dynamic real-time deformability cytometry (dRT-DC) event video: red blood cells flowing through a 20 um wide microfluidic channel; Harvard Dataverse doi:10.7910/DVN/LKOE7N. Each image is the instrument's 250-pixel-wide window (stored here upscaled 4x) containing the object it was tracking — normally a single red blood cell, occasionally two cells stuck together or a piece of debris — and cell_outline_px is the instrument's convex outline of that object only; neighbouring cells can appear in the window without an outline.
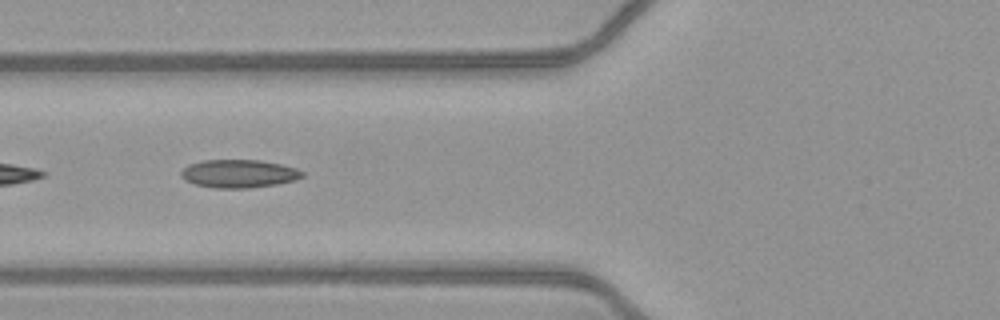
{"species": "common noctule bat (a hibernating species)", "species_latin": "Nyctalus noctula", "temperature_condition": "warm", "stored_images_in_passage": 16, "camera_frame_rate_fps": 3000, "um_per_image_px": 0.085, "animal": {"sex": "female", "body_mass_g": 21.9}, "frame": {"image": 1, "passage_image": 7, "time_ms": 2.0, "image_size_px": [1000, 320], "cell_outline_px": [[304, 176], [296, 180], [276, 184], [248, 188], [212, 188], [196, 184], [180, 176], [180, 172], [188, 164], [204, 160], [260, 160], [280, 164], [296, 168], [304, 172]], "centroid_in_image_um": [20.32, 14.76], "position_along_channel_um": 105.5, "area_um2": 19.83}}
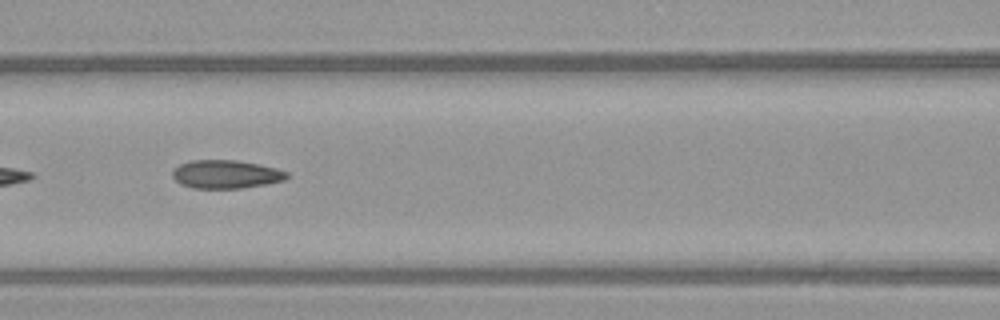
{"frame": {"image": 2, "passage_image": 10, "time_ms": 3.0, "image_size_px": [1000, 320], "cell_outline_px": [[288, 176], [284, 180], [268, 184], [240, 188], [192, 188], [180, 184], [172, 176], [172, 172], [180, 164], [192, 160], [236, 160], [276, 168], [288, 172]], "centroid_in_image_um": [19.2, 14.82], "position_along_channel_um": 147.4, "area_um2": 18.79}}